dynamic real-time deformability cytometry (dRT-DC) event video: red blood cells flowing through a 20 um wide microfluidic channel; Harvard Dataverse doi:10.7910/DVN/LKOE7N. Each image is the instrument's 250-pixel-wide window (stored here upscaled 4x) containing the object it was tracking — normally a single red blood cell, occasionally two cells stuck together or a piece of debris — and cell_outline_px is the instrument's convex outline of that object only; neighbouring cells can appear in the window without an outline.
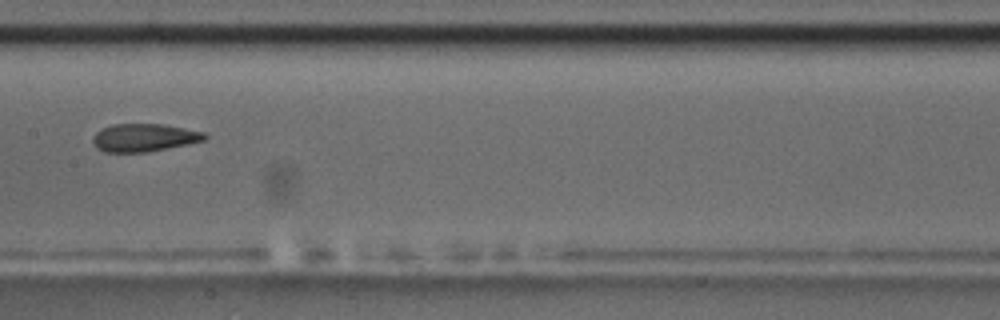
{"species": "common noctule bat (a hibernating species)", "species_latin": "Nyctalus noctula", "temperature_condition": "room temperature", "stored_images_in_passage": 7, "camera_frame_rate_fps": 3000, "um_per_image_px": 0.085, "animal": {"sex": "male", "body_mass_g": 17.5, "forearm_length_mm": 52.3}, "frame": {"image": 1, "passage_image": 5, "time_ms": 4.667, "image_size_px": [1000, 320], "cell_outline_px": [[208, 136], [204, 140], [188, 144], [148, 152], [104, 152], [96, 148], [92, 140], [92, 136], [100, 128], [112, 124], [164, 124], [204, 132]], "centroid_in_image_um": [12.21, 11.69], "position_along_channel_um": 195.2, "area_um2": 18.32}}